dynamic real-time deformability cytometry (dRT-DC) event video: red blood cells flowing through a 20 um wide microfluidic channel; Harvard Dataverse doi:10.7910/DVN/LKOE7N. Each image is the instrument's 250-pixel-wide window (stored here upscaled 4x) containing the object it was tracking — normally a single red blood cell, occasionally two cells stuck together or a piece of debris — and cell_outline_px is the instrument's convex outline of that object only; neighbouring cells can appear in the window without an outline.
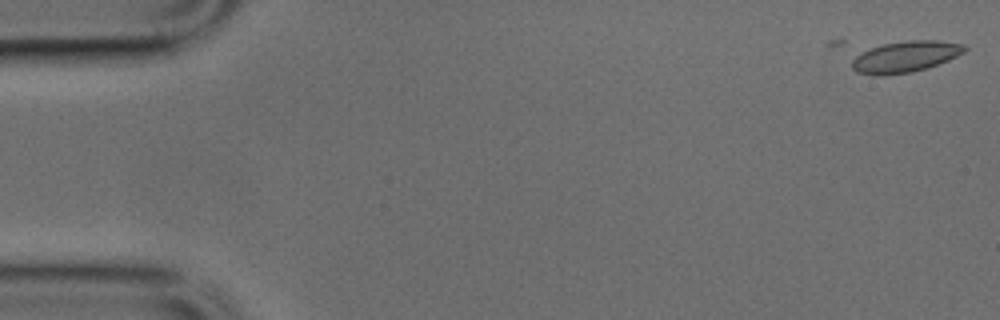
{"species": "common noctule bat (a hibernating species)", "species_latin": "Nyctalus noctula", "temperature_condition": "cold", "stored_images_in_passage": 5, "camera_frame_rate_fps": 3000, "um_per_image_px": 0.085, "animal": {"sex": "male", "body_mass_g": 17.9, "forearm_length_mm": 54.2}, "frame": {"image": 1, "passage_image": 5, "time_ms": 1.333, "image_size_px": [1000, 320], "cell_outline_px": [[968, 48], [964, 52], [948, 60], [912, 72], [876, 76], [856, 72], [852, 68], [852, 52], [884, 44], [908, 40], [936, 40], [964, 44]], "centroid_in_image_um": [76.85, 4.81], "position_along_channel_um": 8.1, "area_um2": 20.75}}